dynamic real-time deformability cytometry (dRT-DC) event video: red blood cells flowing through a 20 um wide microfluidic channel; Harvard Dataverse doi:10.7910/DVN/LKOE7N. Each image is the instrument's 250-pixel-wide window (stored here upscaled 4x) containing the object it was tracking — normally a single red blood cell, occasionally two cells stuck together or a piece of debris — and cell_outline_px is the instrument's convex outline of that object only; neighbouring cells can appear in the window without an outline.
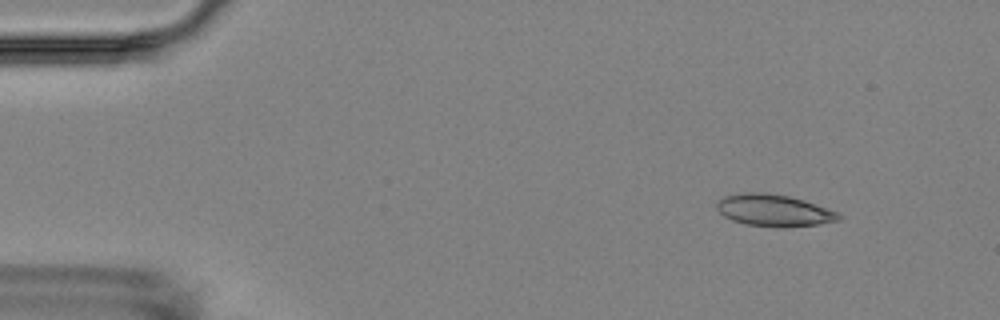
{"species": "Egyptian fruit bat (a non-hibernating species)", "species_latin": "Rousettus aegyptiacus", "temperature_condition": "room temperature", "stored_images_in_passage": 6, "camera_frame_rate_fps": 3000, "um_per_image_px": 0.085, "animal": {"sex": "female"}, "frame": {"image": 1, "passage_image": 2, "time_ms": 1.0, "image_size_px": [1000, 320], "cell_outline_px": [[844, 216], [840, 220], [816, 224], [784, 228], [776, 228], [744, 224], [732, 220], [724, 216], [716, 208], [716, 204], [724, 196], [744, 192], [764, 192], [788, 196], [804, 200], [836, 212]], "centroid_in_image_um": [65.76, 17.89], "position_along_channel_um": 19.2, "area_um2": 22.72}}
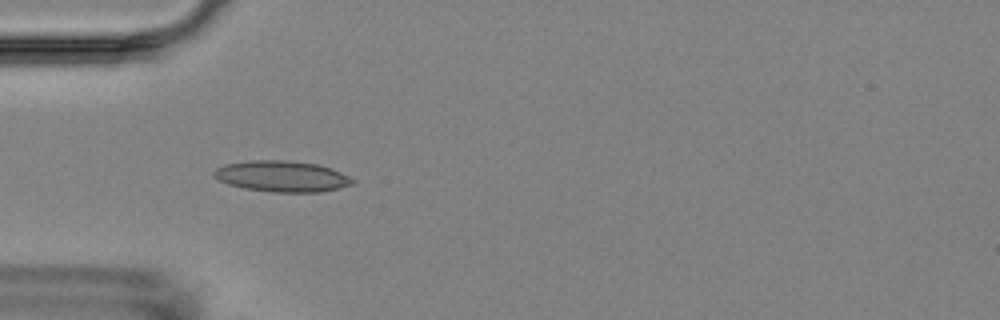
{"frame": {"image": 2, "passage_image": 5, "time_ms": 4.667, "image_size_px": [1000, 320], "cell_outline_px": [[356, 180], [352, 184], [320, 192], [272, 192], [244, 188], [228, 184], [212, 176], [212, 172], [216, 168], [224, 164], [252, 160], [288, 160], [320, 164], [332, 168]], "centroid_in_image_um": [23.95, 14.97], "position_along_channel_um": 61.1, "area_um2": 25.14}}
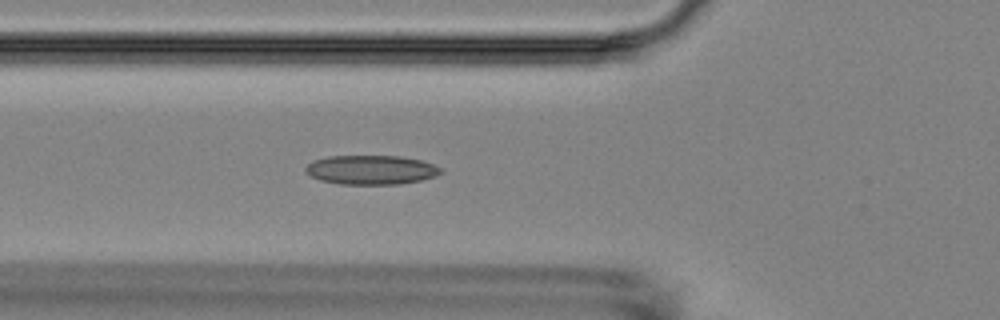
{"frame": {"image": 3, "passage_image": 6, "time_ms": 5.667, "image_size_px": [1000, 320], "cell_outline_px": [[444, 172], [436, 176], [420, 180], [400, 184], [340, 184], [320, 180], [304, 172], [304, 168], [312, 160], [328, 156], [400, 156], [420, 160], [432, 164], [440, 168]], "centroid_in_image_um": [31.52, 14.43], "position_along_channel_um": 94.3, "area_um2": 23.06}}